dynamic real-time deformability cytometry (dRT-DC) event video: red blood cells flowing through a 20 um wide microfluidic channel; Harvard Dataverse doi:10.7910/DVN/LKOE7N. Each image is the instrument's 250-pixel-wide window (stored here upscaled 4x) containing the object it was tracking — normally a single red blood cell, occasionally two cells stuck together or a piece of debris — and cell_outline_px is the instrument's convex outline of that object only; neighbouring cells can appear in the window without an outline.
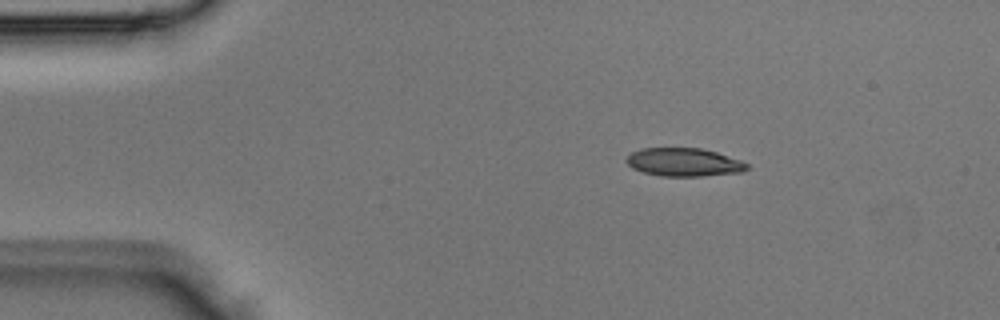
{"species": "Egyptian fruit bat (a non-hibernating species)", "species_latin": "Rousettus aegyptiacus", "temperature_condition": "room temperature", "stored_images_in_passage": 2, "camera_frame_rate_fps": 3000, "um_per_image_px": 0.085, "animal": {"sex": "male"}, "frame": {"image": 1, "passage_image": 1, "time_ms": 0.0, "image_size_px": [1000, 320], "cell_outline_px": [[748, 168], [744, 172], [700, 176], [660, 176], [644, 172], [632, 168], [624, 160], [632, 152], [640, 148], [700, 148], [716, 152], [740, 160], [748, 164]], "centroid_in_image_um": [58.12, 13.79], "position_along_channel_um": 26.9, "area_um2": 19.83}}